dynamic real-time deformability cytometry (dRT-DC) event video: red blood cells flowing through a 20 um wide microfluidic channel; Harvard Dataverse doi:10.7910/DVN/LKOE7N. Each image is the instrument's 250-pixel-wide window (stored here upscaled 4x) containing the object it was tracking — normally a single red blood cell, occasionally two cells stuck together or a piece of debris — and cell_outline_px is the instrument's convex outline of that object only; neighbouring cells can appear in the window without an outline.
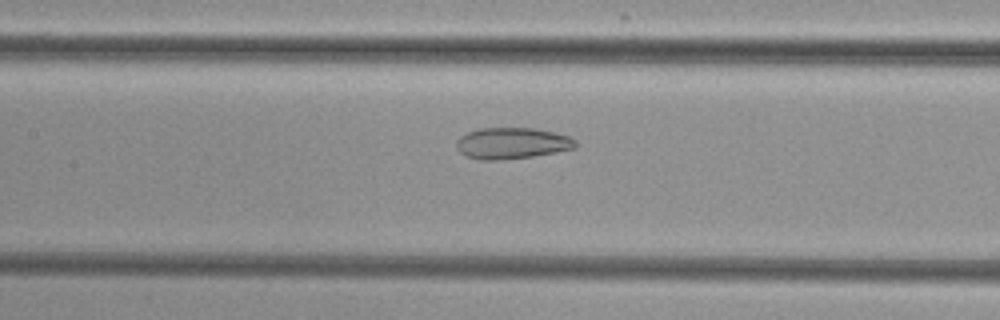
{"species": "common noctule bat (a hibernating species)", "species_latin": "Nyctalus noctula", "temperature_condition": "cold", "stored_images_in_passage": 5, "camera_frame_rate_fps": 3000, "um_per_image_px": 0.085, "animal": {"sex": "female", "body_mass_g": 29.2, "forearm_length_mm": 56.3}, "frame": {"image": 1, "passage_image": 5, "time_ms": 5.333, "image_size_px": [1000, 320], "cell_outline_px": [[576, 148], [556, 152], [532, 156], [500, 160], [480, 160], [468, 156], [460, 152], [456, 148], [456, 140], [460, 136], [468, 132], [480, 128], [536, 128], [556, 132], [568, 136], [576, 140]], "centroid_in_image_um": [43.52, 12.17], "position_along_channel_um": 163.9, "area_um2": 21.79}}